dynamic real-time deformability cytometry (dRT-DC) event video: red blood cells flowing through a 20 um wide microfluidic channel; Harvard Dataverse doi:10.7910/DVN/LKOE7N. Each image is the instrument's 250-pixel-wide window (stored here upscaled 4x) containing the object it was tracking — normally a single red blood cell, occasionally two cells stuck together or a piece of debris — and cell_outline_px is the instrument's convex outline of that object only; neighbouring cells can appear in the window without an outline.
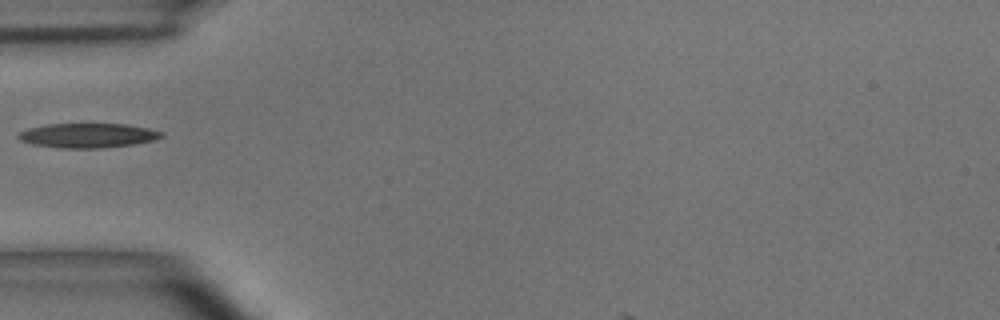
{"species": "common noctule bat (a hibernating species)", "species_latin": "Nyctalus noctula", "temperature_condition": "room temperature", "stored_images_in_passage": 6, "camera_frame_rate_fps": 3000, "um_per_image_px": 0.085, "animal": {"sex": "male", "body_mass_g": 15.6}, "frame": {"image": 1, "passage_image": 1, "time_ms": 0.0, "image_size_px": [1000, 320], "cell_outline_px": [[164, 136], [152, 140], [132, 144], [100, 148], [60, 148], [32, 144], [20, 140], [16, 136], [20, 132], [28, 128], [48, 124], [128, 124], [148, 128], [164, 132]], "centroid_in_image_um": [7.45, 11.51], "position_along_channel_um": 77.5, "area_um2": 20.35}}